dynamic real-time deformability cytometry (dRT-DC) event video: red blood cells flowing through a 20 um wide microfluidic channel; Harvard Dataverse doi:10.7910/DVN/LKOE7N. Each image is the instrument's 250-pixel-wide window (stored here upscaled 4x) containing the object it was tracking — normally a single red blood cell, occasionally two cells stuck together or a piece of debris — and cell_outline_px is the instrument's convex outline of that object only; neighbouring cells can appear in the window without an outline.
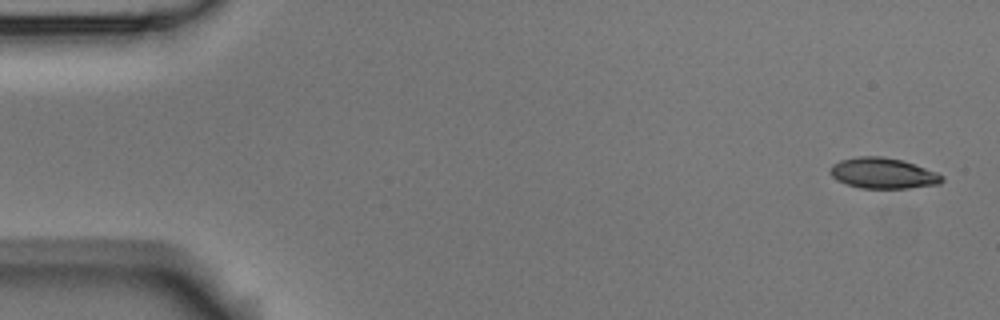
{"species": "Egyptian fruit bat (a non-hibernating species)", "species_latin": "Rousettus aegyptiacus", "temperature_condition": "room temperature", "stored_images_in_passage": 5, "camera_frame_rate_fps": 3000, "um_per_image_px": 0.085, "animal": {"sex": "male"}, "frame": {"image": 1, "passage_image": 1, "time_ms": 0.0, "image_size_px": [1000, 320], "cell_outline_px": [[944, 180], [940, 184], [908, 188], [860, 188], [836, 180], [828, 172], [832, 164], [840, 160], [860, 156], [880, 156], [900, 160], [936, 172], [944, 176]], "centroid_in_image_um": [75.03, 14.73], "position_along_channel_um": 10.0, "area_um2": 19.88}}
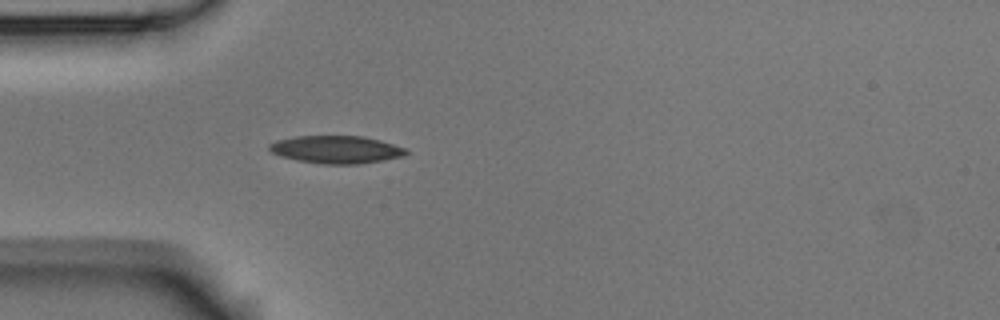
{"frame": {"image": 2, "passage_image": 5, "time_ms": 4.667, "image_size_px": [1000, 320], "cell_outline_px": [[408, 152], [404, 156], [356, 164], [324, 164], [296, 160], [280, 156], [272, 152], [268, 148], [268, 144], [276, 140], [296, 136], [364, 136], [380, 140], [408, 148]], "centroid_in_image_um": [28.57, 12.7], "position_along_channel_um": 56.4, "area_um2": 22.08}}